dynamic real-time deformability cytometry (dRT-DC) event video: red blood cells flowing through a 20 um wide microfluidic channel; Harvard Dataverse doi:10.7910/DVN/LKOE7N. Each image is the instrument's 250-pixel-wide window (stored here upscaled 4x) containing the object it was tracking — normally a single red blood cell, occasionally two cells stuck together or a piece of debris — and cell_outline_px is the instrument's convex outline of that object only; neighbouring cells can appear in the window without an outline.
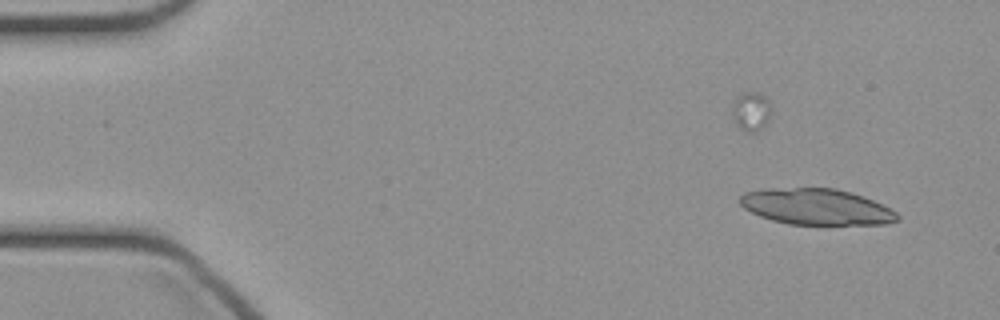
{"species": "common noctule bat (a hibernating species)", "species_latin": "Nyctalus noctula", "temperature_condition": "cold", "stored_images_in_passage": 22, "camera_frame_rate_fps": 3000, "um_per_image_px": 0.085, "animal": {"sex": "female", "body_mass_g": 21.9}, "frame": {"image": 1, "passage_image": 3, "time_ms": 0.667, "image_size_px": [1000, 320], "cell_outline_px": [[900, 220], [884, 224], [788, 224], [772, 220], [760, 216], [744, 208], [740, 204], [740, 196], [744, 192], [764, 188], [836, 188], [852, 192], [872, 200], [896, 212], [900, 216]], "centroid_in_image_um": [69.37, 17.57], "position_along_channel_um": 15.6, "area_um2": 33.0}}